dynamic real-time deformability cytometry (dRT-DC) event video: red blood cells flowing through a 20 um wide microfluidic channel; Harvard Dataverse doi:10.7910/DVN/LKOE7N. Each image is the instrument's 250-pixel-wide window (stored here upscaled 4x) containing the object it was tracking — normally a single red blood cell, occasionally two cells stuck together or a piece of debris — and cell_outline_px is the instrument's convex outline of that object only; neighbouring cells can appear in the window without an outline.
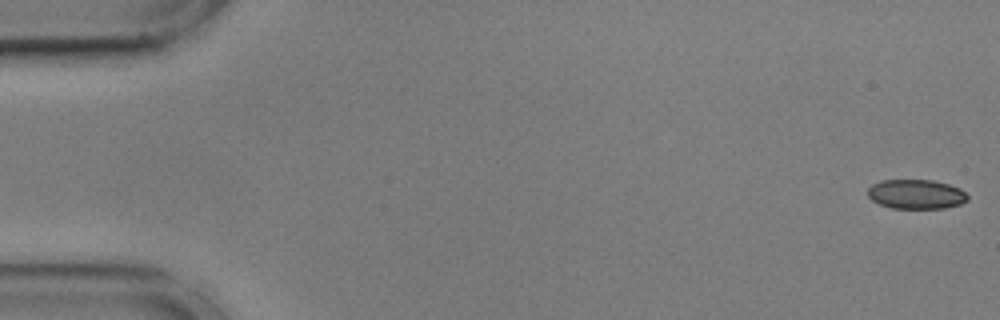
{"species": "common noctule bat (a hibernating species)", "species_latin": "Nyctalus noctula", "temperature_condition": "cold", "stored_images_in_passage": 55, "camera_frame_rate_fps": 3000, "um_per_image_px": 0.085, "animal": {"sex": "male", "body_mass_g": 17.9, "forearm_length_mm": 54.2}, "frame": {"image": 1, "passage_image": 1, "time_ms": 0.0, "image_size_px": [1000, 320], "cell_outline_px": [[968, 200], [960, 204], [944, 208], [892, 208], [880, 204], [872, 200], [868, 196], [868, 188], [872, 184], [880, 180], [932, 180], [948, 184], [960, 188], [968, 196]], "centroid_in_image_um": [77.86, 16.5], "position_along_channel_um": 7.1, "area_um2": 17.11}}
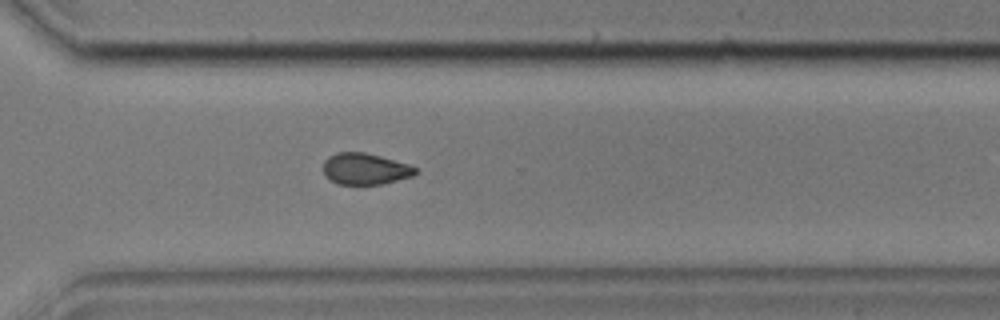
{"frame": {"image": 2, "passage_image": 40, "time_ms": 13.0, "image_size_px": [1000, 320], "cell_outline_px": [[416, 172], [412, 176], [384, 184], [336, 184], [328, 180], [324, 176], [324, 160], [328, 156], [336, 152], [364, 152], [380, 156], [408, 164], [416, 168]], "centroid_in_image_um": [30.99, 14.36], "position_along_channel_um": 339.6, "area_um2": 16.94}}
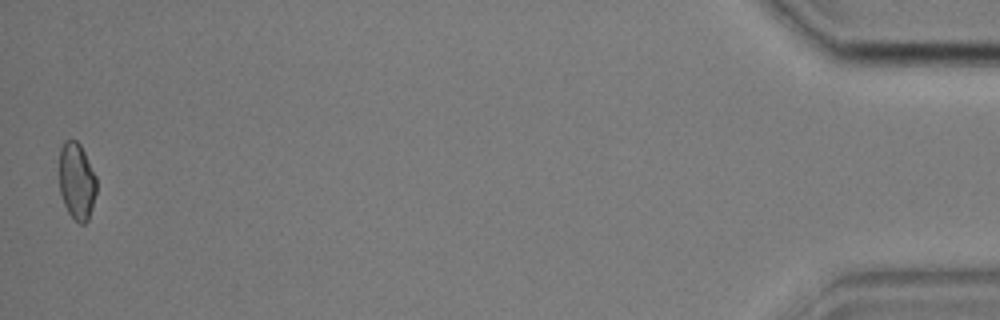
{"frame": {"image": 3, "passage_image": 55, "time_ms": 18.0, "image_size_px": [1000, 320], "cell_outline_px": [[96, 192], [92, 208], [88, 220], [84, 224], [80, 224], [68, 212], [64, 204], [60, 192], [60, 148], [64, 140], [76, 140], [80, 144], [96, 176]], "centroid_in_image_um": [6.52, 15.4], "position_along_channel_um": 428.7, "area_um2": 16.59}, "authors_computed_cell_mechanics": {"area_um2": 17.629, "velocity_mm_per_s": 3.6049, "shape_relaxation_time_tau1_ms": 10.6022, "shape_relaxation_time_tau2_ms": 7.4224, "deformation_change_tau1": 0.1483, "deformation_change_tau2": 0.1067}}